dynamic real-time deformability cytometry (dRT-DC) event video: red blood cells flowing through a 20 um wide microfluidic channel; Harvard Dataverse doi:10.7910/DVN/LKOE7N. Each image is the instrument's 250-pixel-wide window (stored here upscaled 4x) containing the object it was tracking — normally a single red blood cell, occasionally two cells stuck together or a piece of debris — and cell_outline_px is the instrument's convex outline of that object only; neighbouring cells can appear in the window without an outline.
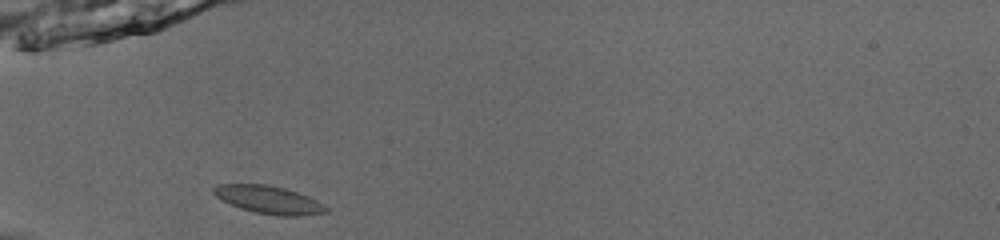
{"species": "common noctule bat (a hibernating species)", "species_latin": "Nyctalus noctula", "temperature_condition": "room temperature", "stored_images_in_passage": 35, "camera_frame_rate_fps": 3000, "um_per_image_px": 0.085, "animal": {"sex": "male", "body_mass_g": 13.0, "forearm_length_mm": 53.1}, "frame": {"image": 1, "passage_image": 1, "time_ms": 0.0, "image_size_px": [1000, 240], "cell_outline_px": [[328, 212], [300, 216], [276, 216], [256, 212], [240, 208], [216, 196], [212, 192], [212, 188], [216, 184], [268, 184], [284, 188], [308, 196], [324, 204], [328, 208]], "centroid_in_image_um": [22.86, 16.98], "position_along_channel_um": 62.1, "area_um2": 18.21}}
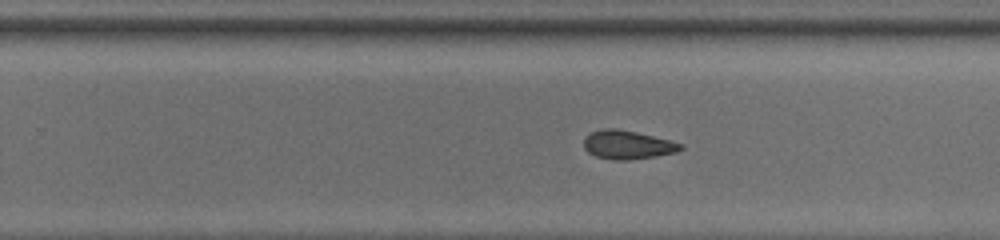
{"frame": {"image": 2, "passage_image": 18, "time_ms": 5.667, "image_size_px": [1000, 240], "cell_outline_px": [[684, 148], [676, 152], [656, 156], [628, 160], [616, 160], [596, 156], [588, 152], [584, 148], [584, 136], [600, 128], [616, 128], [636, 132], [684, 144]], "centroid_in_image_um": [53.32, 12.3], "position_along_channel_um": 276.5, "area_um2": 16.13}}
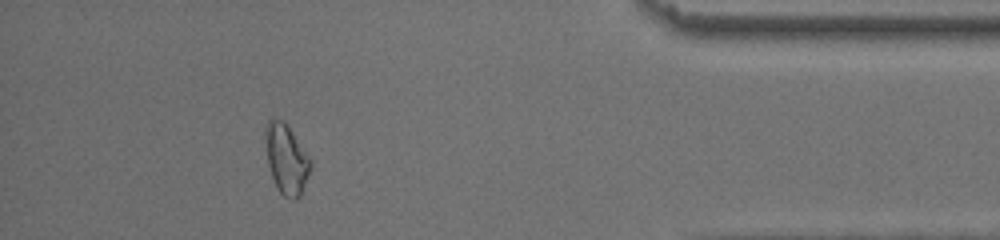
{"frame": {"image": 3, "passage_image": 31, "time_ms": 10.0, "image_size_px": [1000, 240], "cell_outline_px": [[312, 168], [300, 196], [292, 200], [284, 196], [276, 188], [268, 164], [264, 136], [264, 128], [268, 120], [284, 120], [288, 124], [312, 160]], "centroid_in_image_um": [24.35, 13.5], "position_along_channel_um": 410.8, "area_um2": 18.67}, "authors_computed_cell_mechanics": {"area_um2": 16.5308, "velocity_mm_per_s": 3.8858, "shape_relaxation_time_tau1_ms": null, "shape_relaxation_time_tau2_ms": 4.4036, "deformation_change_tau1": null, "deformation_change_tau2": 0.0979}}